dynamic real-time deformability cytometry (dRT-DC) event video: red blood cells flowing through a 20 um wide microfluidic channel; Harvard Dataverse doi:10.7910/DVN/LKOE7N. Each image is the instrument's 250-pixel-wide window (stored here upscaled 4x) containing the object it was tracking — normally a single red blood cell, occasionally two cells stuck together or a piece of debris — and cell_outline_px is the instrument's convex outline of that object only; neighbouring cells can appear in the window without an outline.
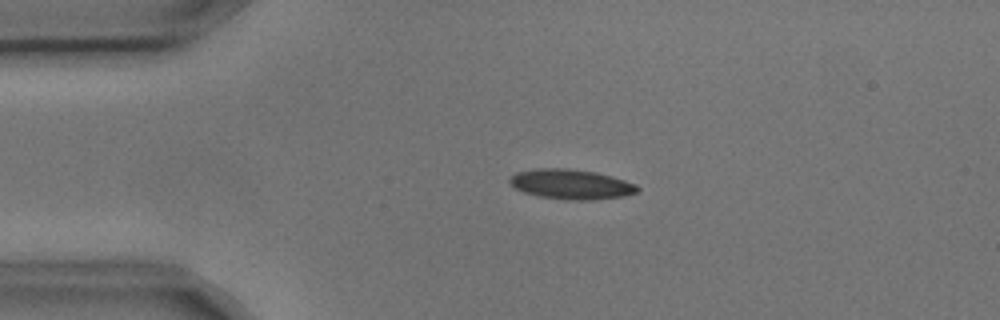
{"species": "common noctule bat (a hibernating species)", "species_latin": "Nyctalus noctula", "temperature_condition": "cold", "stored_images_in_passage": 3, "camera_frame_rate_fps": 3000, "um_per_image_px": 0.085, "animal": {"sex": "male", "body_mass_g": 17.9, "forearm_length_mm": 54.2}, "frame": {"image": 1, "passage_image": 2, "time_ms": 0.333, "image_size_px": [1000, 320], "cell_outline_px": [[640, 188], [636, 192], [624, 196], [596, 200], [564, 200], [540, 196], [524, 192], [516, 188], [508, 180], [508, 176], [516, 172], [536, 168], [568, 168], [596, 172], [612, 176], [636, 184]], "centroid_in_image_um": [48.54, 15.66], "position_along_channel_um": 36.5, "area_um2": 22.43}}